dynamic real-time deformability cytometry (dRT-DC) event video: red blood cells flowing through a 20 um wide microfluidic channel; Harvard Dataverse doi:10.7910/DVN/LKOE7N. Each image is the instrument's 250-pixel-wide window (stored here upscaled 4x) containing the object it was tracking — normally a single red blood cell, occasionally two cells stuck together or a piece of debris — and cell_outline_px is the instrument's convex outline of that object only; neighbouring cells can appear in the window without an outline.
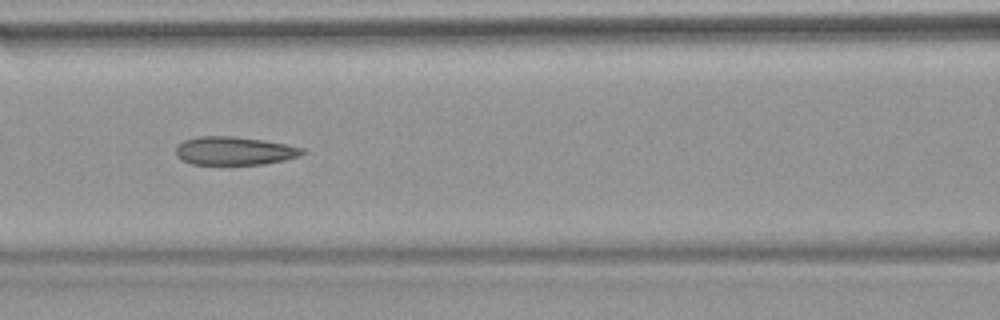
{"species": "common noctule bat (a hibernating species)", "species_latin": "Nyctalus noctula", "temperature_condition": "warm", "stored_images_in_passage": 53, "camera_frame_rate_fps": 3000, "um_per_image_px": 0.085, "animal": {"sex": "female", "body_mass_g": 18.4}, "frame": {"image": 1, "passage_image": 23, "time_ms": 7.333, "image_size_px": [1000, 320], "cell_outline_px": [[304, 152], [300, 156], [284, 160], [264, 164], [192, 164], [180, 160], [176, 156], [176, 148], [184, 140], [196, 136], [232, 136], [260, 140], [284, 144], [304, 148]], "centroid_in_image_um": [19.88, 12.82], "position_along_channel_um": 146.7, "area_um2": 20.75}, "authors_computed_cell_mechanics": {"area_um2": 21.8484, "velocity_mm_per_s": 3.8284, "shape_relaxation_time_tau1_ms": null, "shape_relaxation_time_tau2_ms": 2.3542, "deformation_change_tau1": null, "deformation_change_tau2": 0.1017}}